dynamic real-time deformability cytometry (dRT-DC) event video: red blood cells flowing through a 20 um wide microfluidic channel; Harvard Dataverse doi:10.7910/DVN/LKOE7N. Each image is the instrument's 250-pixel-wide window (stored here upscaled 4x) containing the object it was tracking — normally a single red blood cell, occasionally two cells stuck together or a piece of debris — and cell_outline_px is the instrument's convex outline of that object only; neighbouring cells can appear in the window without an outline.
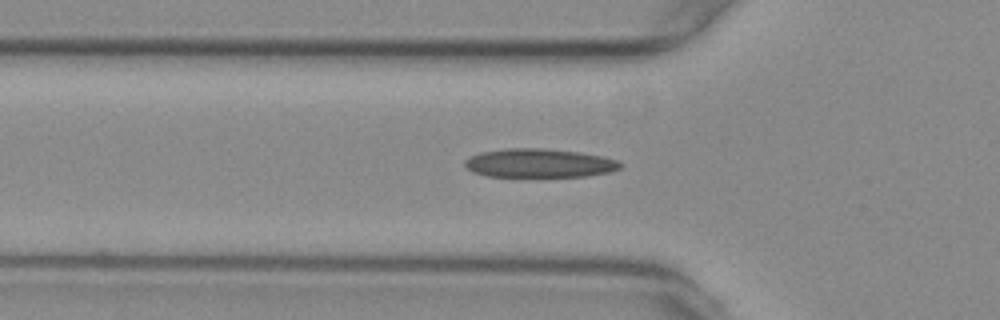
{"species": "common noctule bat (a hibernating species)", "species_latin": "Nyctalus noctula", "temperature_condition": "warm", "stored_images_in_passage": 39, "camera_frame_rate_fps": 3000, "um_per_image_px": 0.085, "animal": {"sex": "female", "body_mass_g": 29.2, "forearm_length_mm": 56.3}, "frame": {"image": 1, "passage_image": 2, "time_ms": 0.333, "image_size_px": [1000, 320], "cell_outline_px": [[624, 164], [620, 168], [608, 172], [588, 176], [488, 176], [472, 172], [464, 164], [464, 160], [480, 152], [508, 148], [544, 148], [580, 152], [604, 156], [616, 160]], "centroid_in_image_um": [45.85, 13.86], "position_along_channel_um": 79.9, "area_um2": 26.01}}
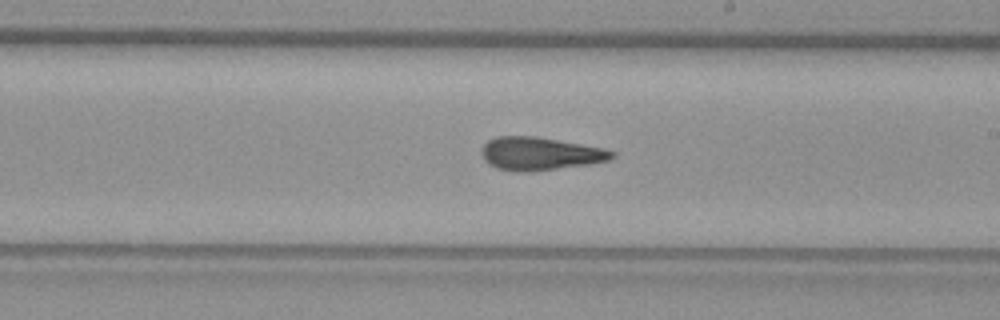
{"frame": {"image": 2, "passage_image": 15, "time_ms": 4.667, "image_size_px": [1000, 320], "cell_outline_px": [[616, 156], [608, 160], [592, 164], [532, 172], [516, 172], [496, 168], [488, 164], [484, 160], [480, 152], [480, 148], [488, 140], [496, 136], [536, 136], [604, 148], [616, 152]], "centroid_in_image_um": [45.88, 13.07], "position_along_channel_um": 243.1, "area_um2": 25.55}}
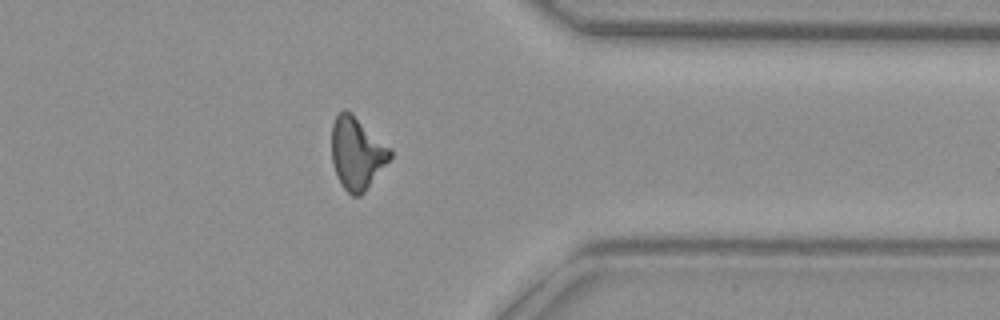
{"frame": {"image": 3, "passage_image": 27, "time_ms": 8.667, "image_size_px": [1000, 320], "cell_outline_px": [[392, 156], [364, 192], [360, 196], [352, 196], [344, 188], [336, 176], [332, 164], [332, 124], [336, 116], [344, 108], [352, 112], [392, 148]], "centroid_in_image_um": [30.34, 12.99], "position_along_channel_um": 381.1, "area_um2": 24.8}, "authors_computed_cell_mechanics": {"area_um2": 24.3916, "velocity_mm_per_s": 3.7527, "shape_relaxation_time_tau1_ms": null, "shape_relaxation_time_tau2_ms": 2.8706, "deformation_change_tau1": null, "deformation_change_tau2": 0.1068}}